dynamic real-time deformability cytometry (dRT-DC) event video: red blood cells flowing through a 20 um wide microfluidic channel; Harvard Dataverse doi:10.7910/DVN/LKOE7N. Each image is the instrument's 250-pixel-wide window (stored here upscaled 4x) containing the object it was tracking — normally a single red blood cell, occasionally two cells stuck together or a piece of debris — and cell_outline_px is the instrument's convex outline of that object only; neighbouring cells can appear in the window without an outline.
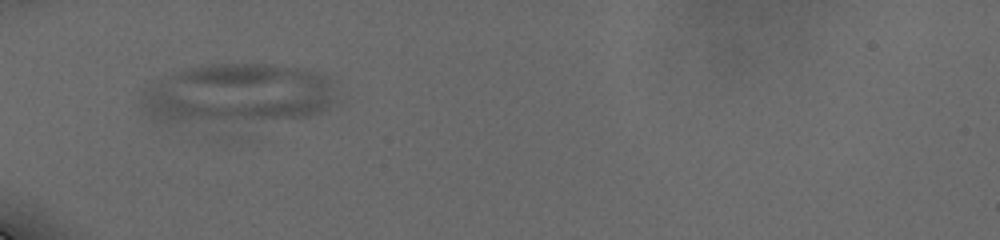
{"species": "human", "species_latin": "Homo sapiens", "temperature_condition": "cold", "stored_images_in_passage": 2, "camera_frame_rate_fps": 3000, "um_per_image_px": 0.085, "donor": {"sex": "male"}, "frame": {"image": 1, "passage_image": 1, "time_ms": 0.0, "image_size_px": [1000, 240], "cell_outline_px": [[344, 100], [324, 112], [308, 116], [232, 120], [152, 120], [140, 108], [140, 104], [144, 88], [148, 84], [172, 72], [188, 68], [208, 64], [272, 64], [304, 68], [328, 76]], "centroid_in_image_um": [20.3, 7.92], "position_along_channel_um": 64.7, "area_um2": 68.61}}